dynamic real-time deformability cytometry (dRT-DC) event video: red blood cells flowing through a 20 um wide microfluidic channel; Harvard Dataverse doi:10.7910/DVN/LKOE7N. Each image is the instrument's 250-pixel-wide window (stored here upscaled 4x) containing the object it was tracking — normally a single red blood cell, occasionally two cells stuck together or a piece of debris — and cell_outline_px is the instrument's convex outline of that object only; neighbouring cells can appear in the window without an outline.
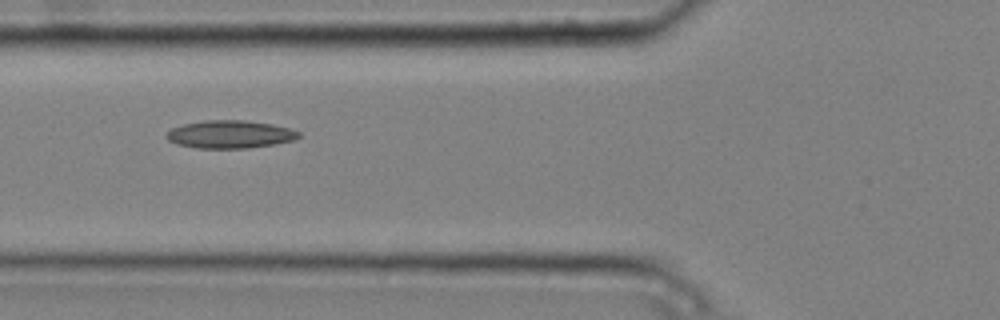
{"species": "common noctule bat (a hibernating species)", "species_latin": "Nyctalus noctula", "temperature_condition": "cold", "stored_images_in_passage": 6, "camera_frame_rate_fps": 3000, "um_per_image_px": 0.085, "animal": {"sex": "male", "body_mass_g": 20.4}, "frame": {"image": 1, "passage_image": 6, "time_ms": 1.667, "image_size_px": [1000, 320], "cell_outline_px": [[300, 136], [292, 140], [272, 144], [248, 148], [196, 148], [176, 144], [168, 140], [164, 136], [172, 128], [184, 124], [204, 120], [244, 120], [272, 124], [292, 128], [300, 132]], "centroid_in_image_um": [19.53, 11.41], "position_along_channel_um": 106.3, "area_um2": 21.44}}